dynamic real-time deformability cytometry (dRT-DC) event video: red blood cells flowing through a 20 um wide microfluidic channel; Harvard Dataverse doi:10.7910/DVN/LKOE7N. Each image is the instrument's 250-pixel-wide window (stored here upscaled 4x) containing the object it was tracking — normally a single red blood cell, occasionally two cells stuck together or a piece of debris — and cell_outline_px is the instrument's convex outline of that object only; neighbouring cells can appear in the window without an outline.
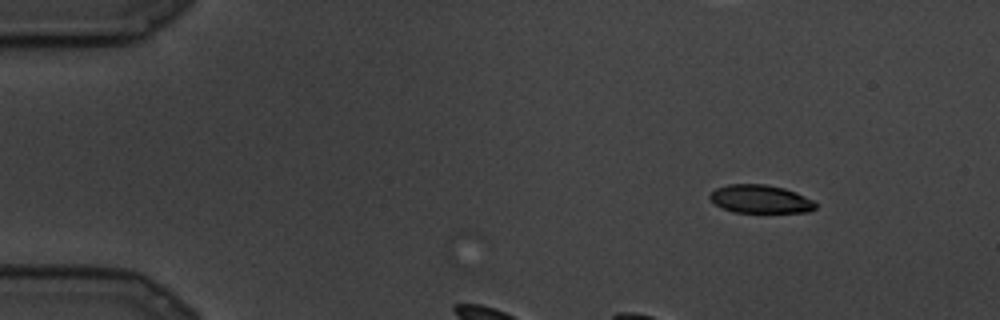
{"species": "common noctule bat (a hibernating species)", "species_latin": "Nyctalus noctula", "temperature_condition": "cold", "stored_images_in_passage": 11, "camera_frame_rate_fps": 3000, "um_per_image_px": 0.085, "animal": {"sex": "male", "body_mass_g": 19.5, "forearm_length_mm": 54.6}, "frame": {"image": 1, "passage_image": 1, "time_ms": 0.0, "image_size_px": [1000, 320], "cell_outline_px": [[816, 208], [808, 212], [732, 212], [716, 204], [708, 196], [716, 188], [728, 184], [764, 184], [784, 188], [796, 192], [812, 200], [816, 204]], "centroid_in_image_um": [64.63, 16.92], "position_along_channel_um": 20.4, "area_um2": 17.22}}